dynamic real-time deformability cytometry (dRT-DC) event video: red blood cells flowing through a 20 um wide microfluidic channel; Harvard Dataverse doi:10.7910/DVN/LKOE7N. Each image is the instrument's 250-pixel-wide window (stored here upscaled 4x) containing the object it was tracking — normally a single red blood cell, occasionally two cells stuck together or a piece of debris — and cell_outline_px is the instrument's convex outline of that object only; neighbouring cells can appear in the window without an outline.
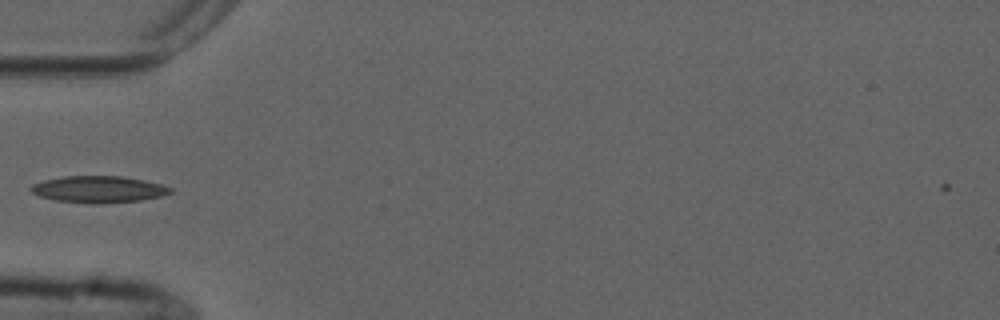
{"species": "common noctule bat (a hibernating species)", "species_latin": "Nyctalus noctula", "temperature_condition": "cold", "stored_images_in_passage": 37, "camera_frame_rate_fps": 3000, "um_per_image_px": 0.085, "animal": {"sex": "male", "forearm_length_mm": 52.5}, "frame": {"image": 1, "passage_image": 1, "time_ms": 0.0, "image_size_px": [1000, 320], "cell_outline_px": [[172, 192], [160, 196], [140, 200], [100, 204], [88, 204], [56, 200], [40, 196], [32, 192], [28, 188], [32, 184], [44, 180], [64, 176], [120, 176], [144, 180], [160, 184], [172, 188]], "centroid_in_image_um": [8.35, 16.09], "position_along_channel_um": 76.7, "area_um2": 21.68}}
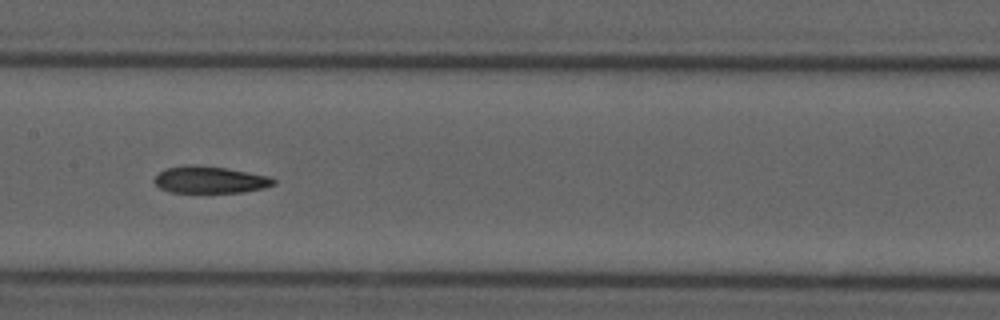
{"frame": {"image": 2, "passage_image": 10, "time_ms": 3.0, "image_size_px": [1000, 320], "cell_outline_px": [[276, 184], [264, 188], [244, 192], [168, 192], [160, 188], [152, 180], [164, 168], [188, 164], [192, 164], [228, 168], [268, 176], [276, 180]], "centroid_in_image_um": [17.83, 15.27], "position_along_channel_um": 189.6, "area_um2": 18.84}}
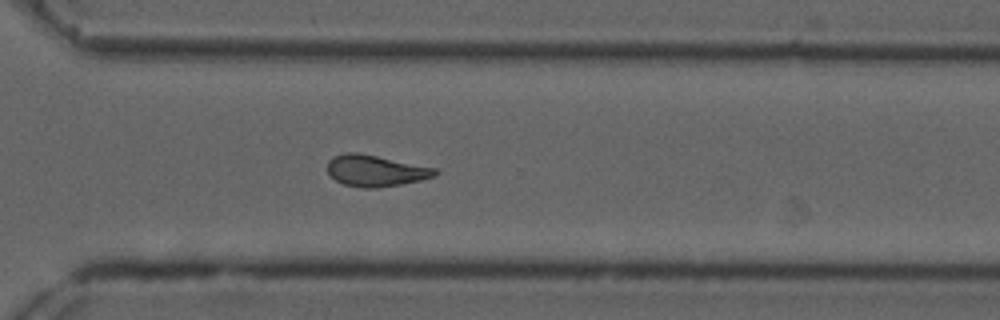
{"frame": {"image": 3, "passage_image": 22, "time_ms": 7.0, "image_size_px": [1000, 320], "cell_outline_px": [[440, 172], [436, 176], [420, 180], [400, 184], [376, 188], [364, 188], [344, 184], [336, 180], [328, 172], [328, 160], [332, 156], [344, 152], [356, 152], [436, 168]], "centroid_in_image_um": [31.92, 14.5], "position_along_channel_um": 338.7, "area_um2": 19.54}}